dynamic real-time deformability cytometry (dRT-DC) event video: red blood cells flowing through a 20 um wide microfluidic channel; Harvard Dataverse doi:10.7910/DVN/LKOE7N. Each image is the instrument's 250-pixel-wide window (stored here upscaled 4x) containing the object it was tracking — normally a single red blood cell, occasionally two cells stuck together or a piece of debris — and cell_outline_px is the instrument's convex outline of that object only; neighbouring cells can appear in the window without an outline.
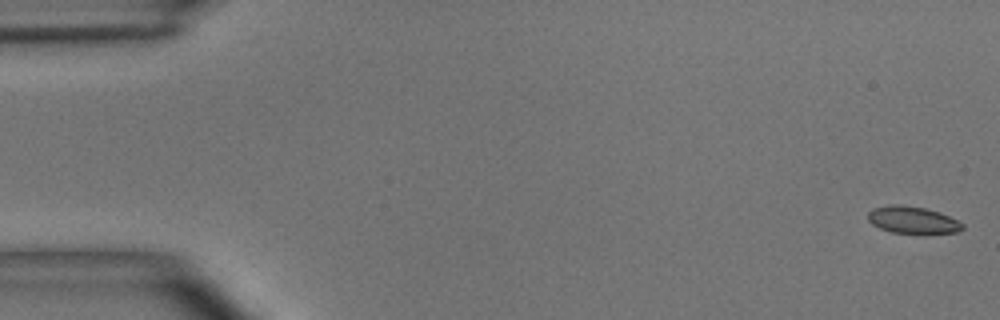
{"species": "common noctule bat (a hibernating species)", "species_latin": "Nyctalus noctula", "temperature_condition": "room temperature", "stored_images_in_passage": 55, "camera_frame_rate_fps": 3000, "um_per_image_px": 0.085, "animal": {"sex": "male", "body_mass_g": 15.6}, "frame": {"image": 1, "passage_image": 1, "time_ms": 0.0, "image_size_px": [1000, 320], "cell_outline_px": [[964, 228], [956, 232], [924, 236], [892, 232], [880, 228], [872, 224], [868, 220], [868, 212], [872, 208], [888, 204], [900, 204], [924, 208], [940, 212], [964, 224]], "centroid_in_image_um": [77.58, 18.73], "position_along_channel_um": 7.4, "area_um2": 15.55}}
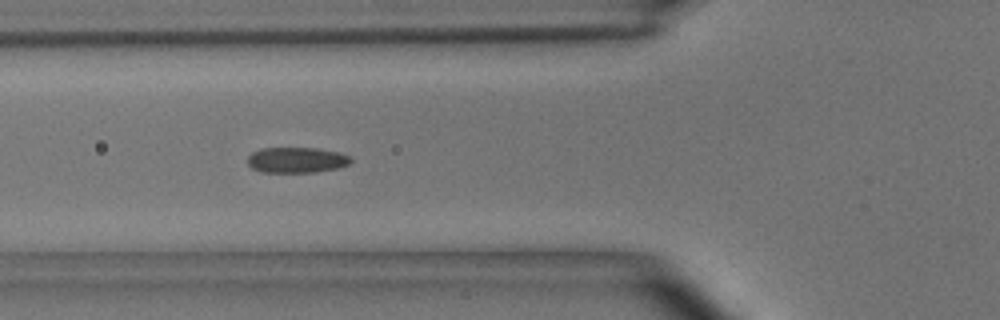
{"frame": {"image": 2, "passage_image": 20, "time_ms": 6.333, "image_size_px": [1000, 320], "cell_outline_px": [[352, 160], [348, 164], [336, 168], [316, 172], [260, 172], [252, 168], [248, 164], [248, 156], [252, 152], [260, 148], [316, 148], [336, 152], [352, 156]], "centroid_in_image_um": [25.19, 13.6], "position_along_channel_um": 100.6, "area_um2": 15.37}}
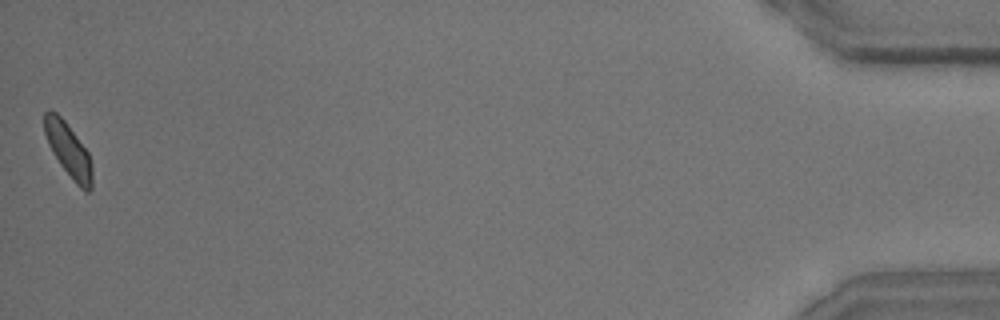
{"frame": {"image": 3, "passage_image": 55, "time_ms": 18.0, "image_size_px": [1000, 320], "cell_outline_px": [[92, 188], [88, 192], [84, 192], [76, 184], [60, 164], [52, 152], [48, 144], [44, 132], [44, 112], [48, 108], [56, 112], [64, 120], [88, 152], [92, 164]], "centroid_in_image_um": [5.81, 12.76], "position_along_channel_um": 429.4, "area_um2": 15.03}, "authors_computed_cell_mechanics": {"area_um2": 15.5482, "velocity_mm_per_s": 3.6201, "shape_relaxation_time_tau1_ms": 7.3729, "shape_relaxation_time_tau2_ms": 1.2666, "deformation_change_tau1": 0.1402, "deformation_change_tau2": 0.0699}}